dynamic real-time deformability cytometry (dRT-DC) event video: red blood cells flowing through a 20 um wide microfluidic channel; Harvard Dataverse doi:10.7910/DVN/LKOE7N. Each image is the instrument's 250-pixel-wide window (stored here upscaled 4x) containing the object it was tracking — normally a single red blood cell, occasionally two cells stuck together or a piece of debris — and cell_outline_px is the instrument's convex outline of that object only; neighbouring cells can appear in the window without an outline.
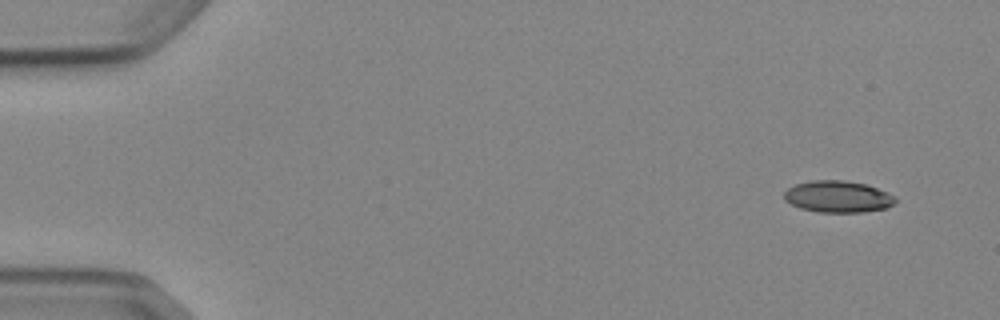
{"species": "Egyptian fruit bat (a non-hibernating species)", "species_latin": "Rousettus aegyptiacus", "temperature_condition": "cold", "stored_images_in_passage": 5, "camera_frame_rate_fps": 3000, "um_per_image_px": 0.085, "animal": {"sex": "female"}, "frame": {"image": 1, "passage_image": 1, "time_ms": 0.0, "image_size_px": [1000, 320], "cell_outline_px": [[896, 204], [888, 208], [864, 212], [820, 212], [800, 208], [784, 200], [784, 192], [788, 188], [796, 184], [812, 180], [844, 180], [864, 184], [888, 192], [896, 196]], "centroid_in_image_um": [71.25, 16.72], "position_along_channel_um": 13.7, "area_um2": 20.63}}
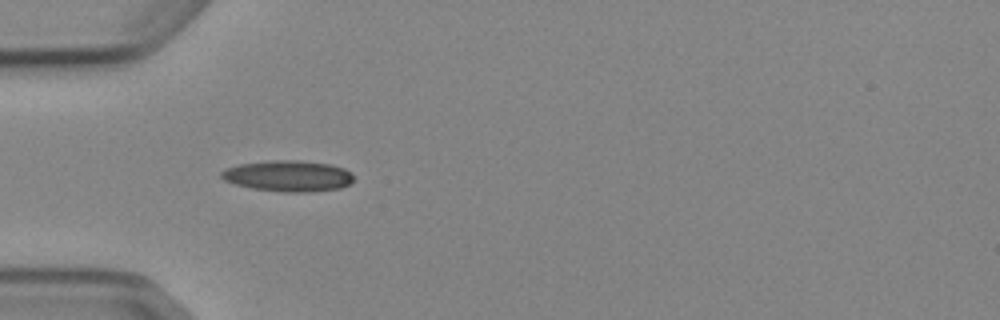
{"frame": {"image": 2, "passage_image": 4, "time_ms": 4.333, "image_size_px": [1000, 320], "cell_outline_px": [[352, 180], [348, 184], [340, 188], [308, 192], [284, 192], [252, 188], [236, 184], [224, 180], [220, 176], [220, 172], [224, 168], [240, 164], [272, 160], [296, 160], [328, 164], [344, 168], [352, 172]], "centroid_in_image_um": [24.47, 14.95], "position_along_channel_um": 60.5, "area_um2": 23.81}}
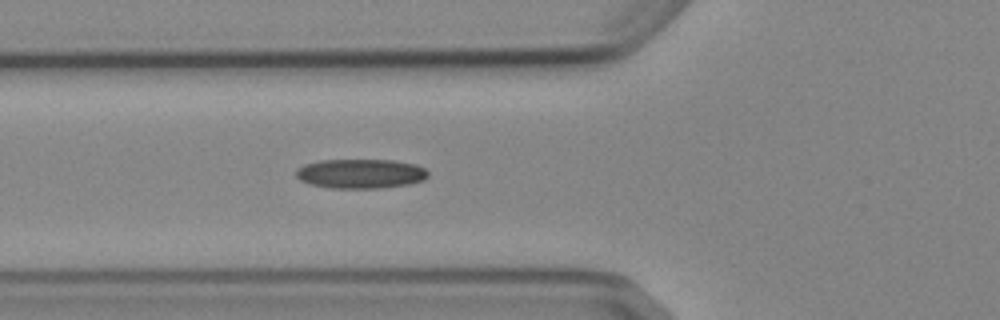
{"frame": {"image": 3, "passage_image": 5, "time_ms": 5.333, "image_size_px": [1000, 320], "cell_outline_px": [[428, 176], [424, 180], [408, 184], [380, 188], [328, 188], [308, 184], [300, 180], [296, 176], [296, 168], [304, 164], [320, 160], [392, 160], [416, 164], [424, 168], [428, 172]], "centroid_in_image_um": [30.62, 14.76], "position_along_channel_um": 95.2, "area_um2": 22.83}}